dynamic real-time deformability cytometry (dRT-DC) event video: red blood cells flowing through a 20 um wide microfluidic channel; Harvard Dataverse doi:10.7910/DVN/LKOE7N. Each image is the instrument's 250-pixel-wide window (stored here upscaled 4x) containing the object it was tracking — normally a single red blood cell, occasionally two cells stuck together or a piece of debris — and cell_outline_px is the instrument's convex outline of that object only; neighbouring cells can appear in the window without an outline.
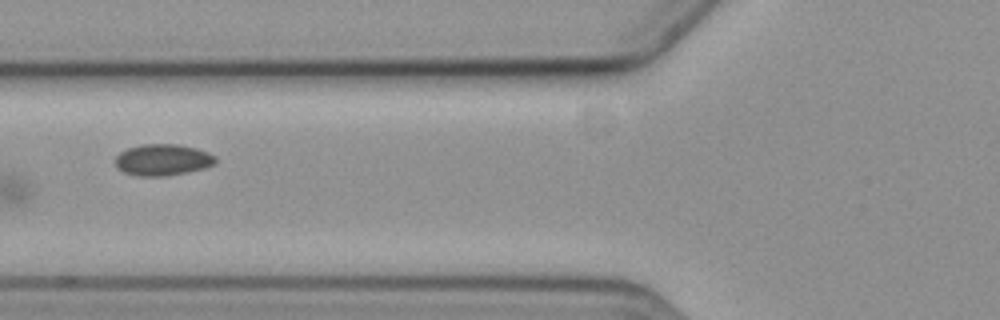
{"species": "common noctule bat (a hibernating species)", "species_latin": "Nyctalus noctula", "temperature_condition": "cold", "stored_images_in_passage": 5, "camera_frame_rate_fps": 3000, "um_per_image_px": 0.085, "animal": {"sex": "female", "body_mass_g": 19.3, "forearm_length_mm": 54.1}, "frame": {"image": 1, "passage_image": 5, "time_ms": 4.333, "image_size_px": [1000, 320], "cell_outline_px": [[216, 164], [204, 168], [164, 176], [136, 176], [124, 172], [116, 164], [116, 156], [120, 152], [128, 148], [144, 144], [176, 144], [196, 148], [208, 152], [216, 156]], "centroid_in_image_um": [13.85, 13.58], "position_along_channel_um": 111.9, "area_um2": 18.21}}